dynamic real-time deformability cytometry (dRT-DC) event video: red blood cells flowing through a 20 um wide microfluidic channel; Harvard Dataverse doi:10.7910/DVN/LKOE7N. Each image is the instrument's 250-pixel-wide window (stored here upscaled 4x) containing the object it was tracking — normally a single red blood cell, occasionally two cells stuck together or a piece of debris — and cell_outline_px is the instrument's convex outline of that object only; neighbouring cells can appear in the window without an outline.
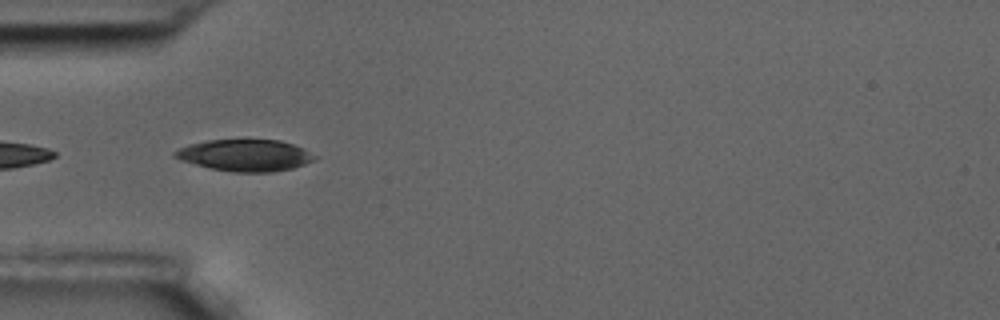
{"species": "common noctule bat (a hibernating species)", "species_latin": "Nyctalus noctula", "temperature_condition": "room temperature", "stored_images_in_passage": 4, "camera_frame_rate_fps": 3000, "um_per_image_px": 0.085, "animal": {"sex": "male", "body_mass_g": 17.5, "forearm_length_mm": 52.3}, "frame": {"image": 1, "passage_image": 2, "time_ms": 0.333, "image_size_px": [1000, 320], "cell_outline_px": [[320, 156], [316, 160], [292, 168], [272, 172], [232, 172], [212, 168], [180, 160], [172, 156], [172, 152], [188, 144], [208, 140], [280, 140], [304, 148]], "centroid_in_image_um": [20.87, 13.2], "position_along_channel_um": 64.1, "area_um2": 25.89}}